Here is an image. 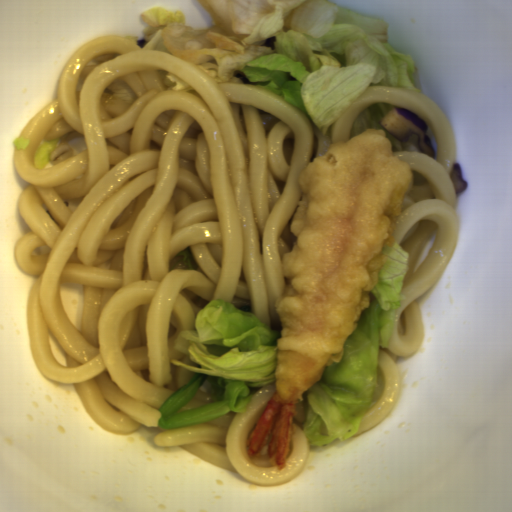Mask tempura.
I'll return each instance as SVG.
<instances>
[{"label": "tempura", "instance_id": "8679c707", "mask_svg": "<svg viewBox=\"0 0 512 512\" xmlns=\"http://www.w3.org/2000/svg\"><path fill=\"white\" fill-rule=\"evenodd\" d=\"M413 177L384 128L368 127L331 143L298 175L301 199L290 223L296 239L282 258L288 284L274 306L281 326L275 388L246 454L259 455L271 433L268 453L278 469L286 467L296 404L326 366L340 362L344 343L369 309L370 291L387 262L382 249L396 243Z\"/></svg>", "mask_w": 512, "mask_h": 512}]
</instances>
